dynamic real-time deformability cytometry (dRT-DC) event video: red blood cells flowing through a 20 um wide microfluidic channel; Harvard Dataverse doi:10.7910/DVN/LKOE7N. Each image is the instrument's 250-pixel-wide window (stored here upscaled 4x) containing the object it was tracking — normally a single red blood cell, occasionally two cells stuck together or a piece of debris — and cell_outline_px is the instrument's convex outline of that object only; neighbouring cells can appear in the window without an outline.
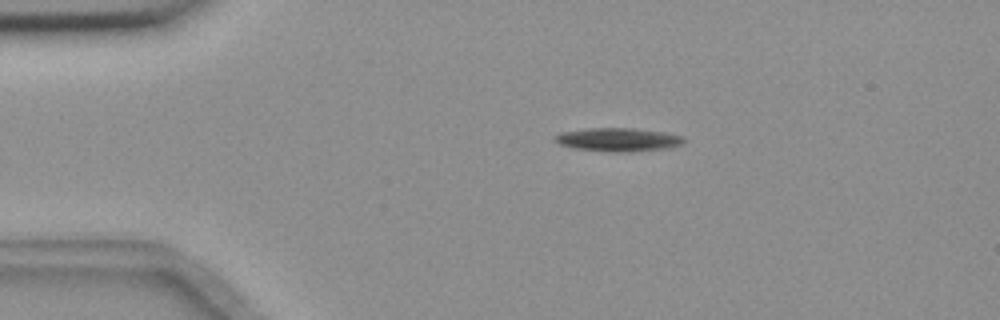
{"species": "common noctule bat (a hibernating species)", "species_latin": "Nyctalus noctula", "temperature_condition": "room temperature", "stored_images_in_passage": 4, "camera_frame_rate_fps": 3000, "um_per_image_px": 0.085, "animal": {"sex": "female", "body_mass_g": 18.4}, "frame": {"image": 1, "passage_image": 2, "time_ms": 0.333, "image_size_px": [1000, 320], "cell_outline_px": [[684, 144], [668, 148], [628, 152], [604, 152], [572, 148], [560, 144], [556, 140], [556, 136], [560, 132], [588, 128], [632, 128], [664, 132], [684, 136]], "centroid_in_image_um": [52.57, 11.87], "position_along_channel_um": 32.4, "area_um2": 17.74}}